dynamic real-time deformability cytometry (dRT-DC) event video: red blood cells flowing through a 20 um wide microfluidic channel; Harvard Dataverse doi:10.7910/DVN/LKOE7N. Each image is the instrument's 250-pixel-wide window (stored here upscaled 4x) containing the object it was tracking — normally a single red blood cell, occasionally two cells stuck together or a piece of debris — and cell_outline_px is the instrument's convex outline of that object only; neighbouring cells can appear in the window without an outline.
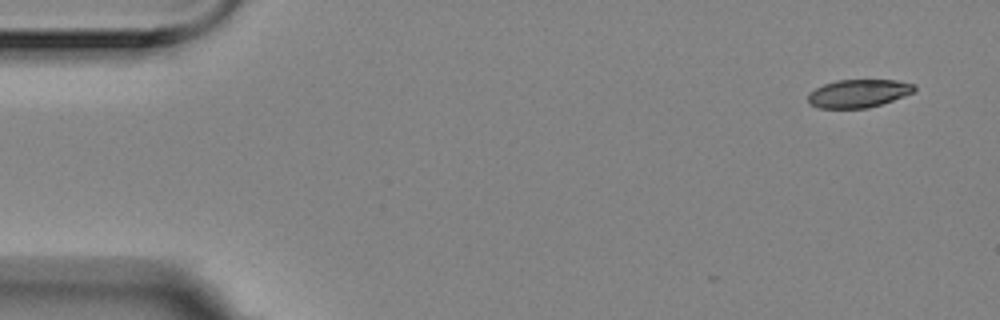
{"species": "Egyptian fruit bat (a non-hibernating species)", "species_latin": "Rousettus aegyptiacus", "temperature_condition": "room temperature", "stored_images_in_passage": 6, "camera_frame_rate_fps": 3000, "um_per_image_px": 0.085, "animal": {"sex": "female"}, "frame": {"image": 1, "passage_image": 6, "time_ms": 1.667, "image_size_px": [1000, 320], "cell_outline_px": [[916, 88], [912, 92], [892, 100], [868, 108], [820, 108], [808, 104], [808, 92], [824, 84], [836, 80], [896, 80], [916, 84]], "centroid_in_image_um": [72.93, 7.93], "position_along_channel_um": 12.1, "area_um2": 17.34}}